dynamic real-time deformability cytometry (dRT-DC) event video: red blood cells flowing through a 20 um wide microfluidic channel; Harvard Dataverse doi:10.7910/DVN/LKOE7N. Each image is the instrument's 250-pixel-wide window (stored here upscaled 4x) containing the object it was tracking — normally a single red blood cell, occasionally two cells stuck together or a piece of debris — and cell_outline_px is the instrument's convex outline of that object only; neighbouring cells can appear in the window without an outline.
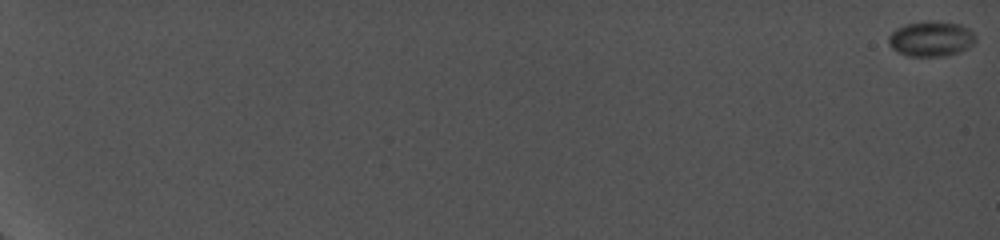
{"species": "common noctule bat (a hibernating species)", "species_latin": "Nyctalus noctula", "temperature_condition": "cold", "stored_images_in_passage": 57, "camera_frame_rate_fps": 5000, "um_per_image_px": 0.085, "animal": {"sex": "female", "body_mass_g": 19.0, "forearm_length_mm": 56.7}, "frame": {"image": 1, "passage_image": 1, "time_ms": 0.0, "image_size_px": [1000, 240], "cell_outline_px": [[976, 40], [968, 48], [960, 52], [944, 56], [908, 56], [896, 52], [888, 44], [888, 36], [896, 28], [904, 24], [928, 20], [960, 24], [968, 28], [976, 36]], "centroid_in_image_um": [79.12, 3.29], "position_along_channel_um": 5.9, "area_um2": 18.09}}
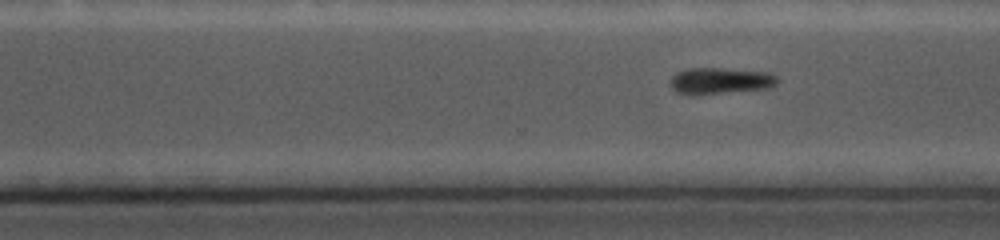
{"frame": {"image": 2, "passage_image": 45, "time_ms": 15.4, "image_size_px": [1000, 240], "cell_outline_px": [[780, 80], [776, 84], [768, 88], [720, 92], [676, 92], [672, 88], [672, 76], [676, 72], [688, 68], [720, 68], [768, 72], [776, 76]], "centroid_in_image_um": [61.28, 6.82], "position_along_channel_um": 309.3, "area_um2": 15.66}}
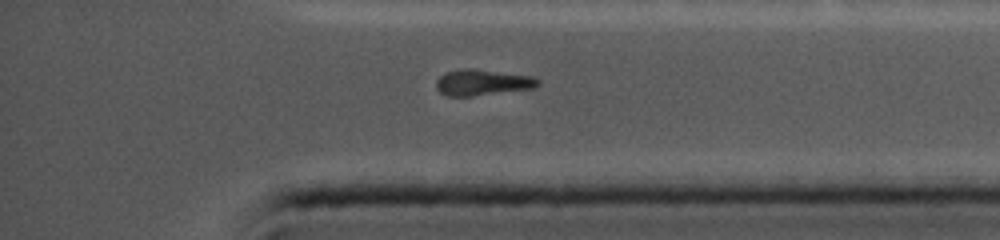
{"frame": {"image": 3, "passage_image": 57, "time_ms": 17.6, "image_size_px": [1000, 240], "cell_outline_px": [[540, 84], [532, 88], [472, 96], [448, 96], [440, 92], [436, 88], [436, 80], [440, 76], [448, 72], [464, 68], [472, 68], [532, 76], [540, 80]], "centroid_in_image_um": [40.99, 7.0], "position_along_channel_um": 394.2, "area_um2": 15.26}}